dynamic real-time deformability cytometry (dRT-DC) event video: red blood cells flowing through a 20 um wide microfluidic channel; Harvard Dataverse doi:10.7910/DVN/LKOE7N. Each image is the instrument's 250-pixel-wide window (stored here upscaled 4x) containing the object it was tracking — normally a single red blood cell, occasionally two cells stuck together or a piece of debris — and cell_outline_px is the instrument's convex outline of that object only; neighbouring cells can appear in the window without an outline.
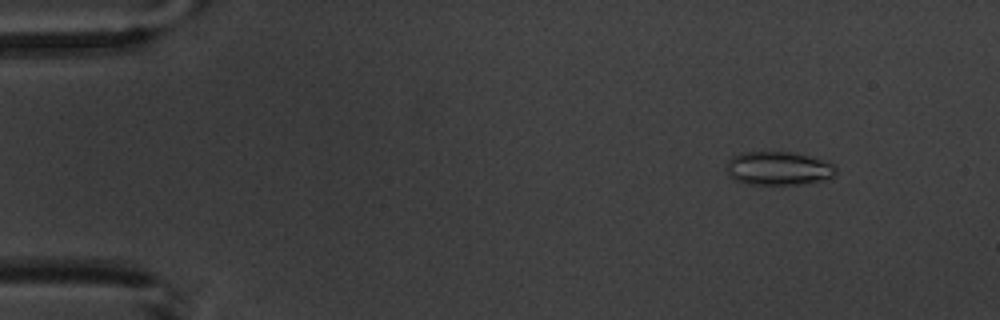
{"species": "common noctule bat (a hibernating species)", "species_latin": "Nyctalus noctula", "temperature_condition": "warm", "stored_images_in_passage": 4, "camera_frame_rate_fps": 3000, "um_per_image_px": 0.085, "animal": {"sex": "male", "body_mass_g": 20.1, "forearm_length_mm": 53.5}, "frame": {"image": 1, "passage_image": 1, "time_ms": 0.0, "image_size_px": [1000, 320], "cell_outline_px": [[836, 172], [832, 176], [820, 180], [804, 184], [748, 184], [732, 180], [728, 176], [728, 160], [732, 156], [744, 152], [792, 152], [828, 160], [836, 164]], "centroid_in_image_um": [66.18, 14.3], "position_along_channel_um": 18.8, "area_um2": 21.56}}
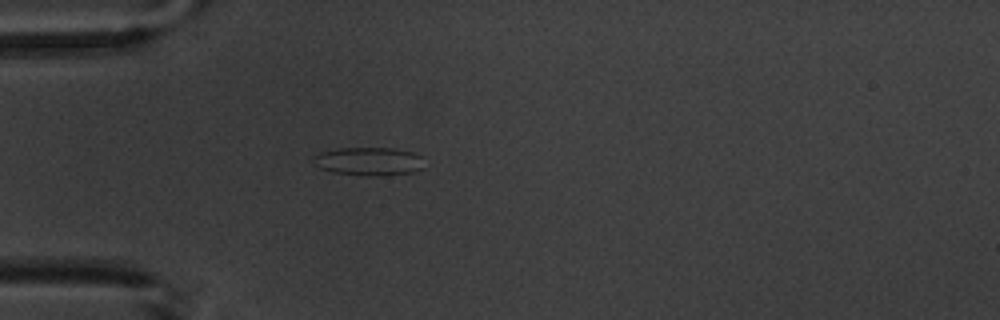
{"frame": {"image": 2, "passage_image": 4, "time_ms": 3.333, "image_size_px": [1000, 320], "cell_outline_px": [[424, 168], [412, 172], [384, 176], [364, 176], [332, 172], [320, 168], [312, 160], [312, 156], [320, 152], [336, 148], [392, 148], [412, 152], [420, 156]], "centroid_in_image_um": [31.32, 13.72], "position_along_channel_um": 53.7, "area_um2": 18.44}}